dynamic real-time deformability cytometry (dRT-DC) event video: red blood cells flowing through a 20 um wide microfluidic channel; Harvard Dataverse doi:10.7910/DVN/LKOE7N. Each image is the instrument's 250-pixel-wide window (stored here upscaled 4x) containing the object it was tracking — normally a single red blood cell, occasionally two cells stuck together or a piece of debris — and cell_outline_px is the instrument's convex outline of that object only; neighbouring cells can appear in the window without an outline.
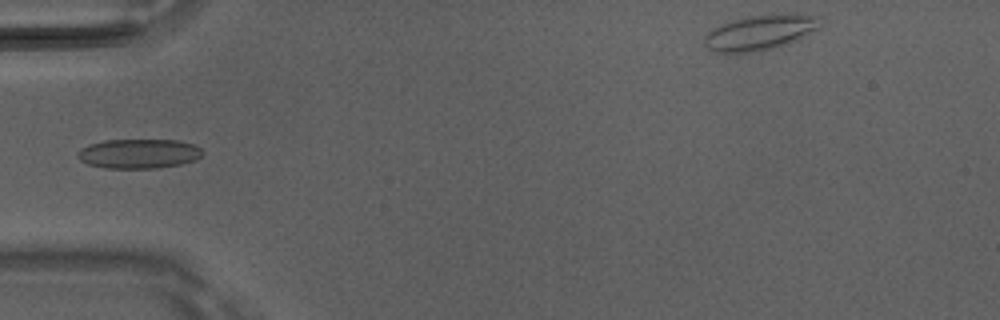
{"species": "Egyptian fruit bat (a non-hibernating species)", "species_latin": "Rousettus aegyptiacus", "temperature_condition": "room temperature", "stored_images_in_passage": 5, "camera_frame_rate_fps": 3000, "um_per_image_px": 0.085, "animal": {"sex": "male"}, "frame": {"image": 1, "passage_image": 5, "time_ms": 1.333, "image_size_px": [1000, 320], "cell_outline_px": [[204, 152], [196, 160], [180, 164], [156, 168], [104, 168], [88, 164], [80, 160], [76, 156], [76, 152], [80, 148], [88, 144], [104, 140], [176, 140], [196, 144]], "centroid_in_image_um": [11.77, 13.05], "position_along_channel_um": 73.2, "area_um2": 21.68}}